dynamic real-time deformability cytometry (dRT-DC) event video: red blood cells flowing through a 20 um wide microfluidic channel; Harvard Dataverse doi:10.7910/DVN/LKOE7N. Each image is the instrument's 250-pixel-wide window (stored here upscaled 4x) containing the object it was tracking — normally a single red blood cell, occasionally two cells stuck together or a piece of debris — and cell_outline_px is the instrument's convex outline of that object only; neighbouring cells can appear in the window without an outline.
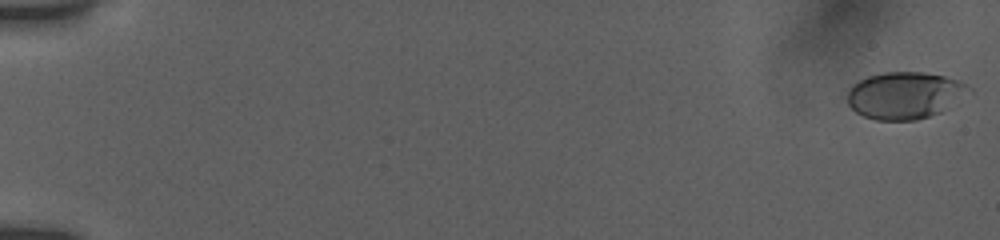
{"species": "human", "species_latin": "Homo sapiens", "temperature_condition": "room temperature", "stored_images_in_passage": 47, "camera_frame_rate_fps": 3000, "um_per_image_px": 0.085, "donor": {"sex": "female"}, "frame": {"image": 1, "passage_image": 1, "time_ms": 0.0, "image_size_px": [1000, 240], "cell_outline_px": [[972, 92], [940, 112], [916, 120], [876, 120], [864, 116], [856, 112], [848, 104], [848, 88], [852, 84], [868, 76], [884, 72], [924, 72], [944, 76], [960, 80], [972, 88]], "centroid_in_image_um": [76.92, 8.09], "position_along_channel_um": 8.1, "area_um2": 33.35}}
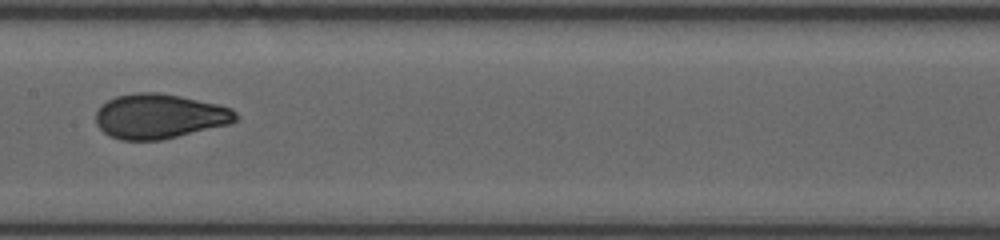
{"frame": {"image": 2, "passage_image": 29, "time_ms": 9.667, "image_size_px": [1000, 240], "cell_outline_px": [[240, 116], [236, 120], [228, 124], [160, 140], [120, 140], [108, 136], [96, 124], [96, 112], [100, 104], [116, 96], [136, 92], [160, 92], [180, 96], [216, 104], [232, 108]], "centroid_in_image_um": [13.52, 9.87], "position_along_channel_um": 193.9, "area_um2": 36.47}}
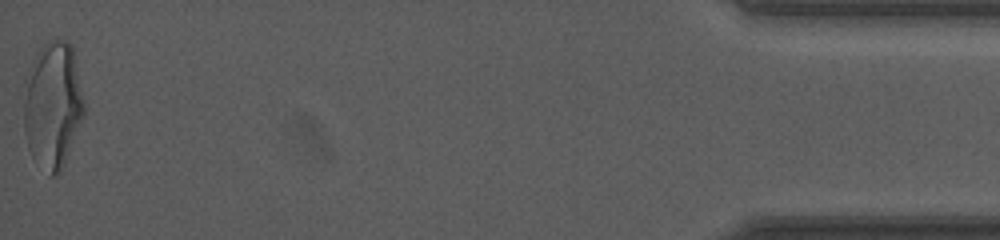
{"frame": {"image": 3, "passage_image": 47, "time_ms": 18.0, "image_size_px": [1000, 240], "cell_outline_px": [[84, 116], [64, 164], [60, 172], [56, 176], [48, 176], [32, 156], [28, 148], [24, 132], [24, 80], [32, 60], [40, 48], [44, 44], [56, 40], [64, 40], [72, 44], [84, 104]], "centroid_in_image_um": [4.46, 8.95], "position_along_channel_um": 430.7, "area_um2": 44.62}, "authors_computed_cell_mechanics": {"area_um2": 35.1424, "velocity_mm_per_s": 3.8522, "shape_relaxation_time_tau1_ms": 5.5361, "shape_relaxation_time_tau2_ms": null, "deformation_change_tau1": 0.1777, "deformation_change_tau2": null}}